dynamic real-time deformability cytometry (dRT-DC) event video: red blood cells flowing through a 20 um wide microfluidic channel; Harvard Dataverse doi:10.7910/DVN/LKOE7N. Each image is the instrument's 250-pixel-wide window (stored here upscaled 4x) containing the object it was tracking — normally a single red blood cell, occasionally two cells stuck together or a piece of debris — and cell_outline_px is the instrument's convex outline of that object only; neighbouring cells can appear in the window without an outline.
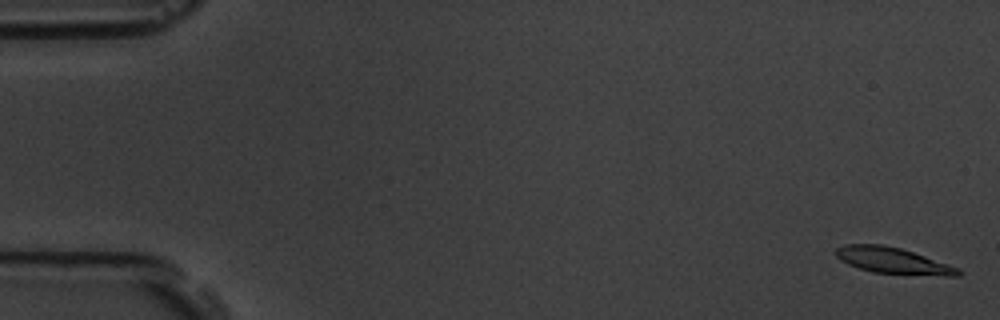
{"species": "common noctule bat (a hibernating species)", "species_latin": "Nyctalus noctula", "temperature_condition": "room temperature", "stored_images_in_passage": 58, "camera_frame_rate_fps": 3000, "um_per_image_px": 0.085, "animal": {"sex": "male", "body_mass_g": 19.5, "forearm_length_mm": 54.6}, "frame": {"image": 1, "passage_image": 2, "time_ms": 0.333, "image_size_px": [1000, 320], "cell_outline_px": [[964, 272], [960, 276], [944, 276], [872, 272], [848, 264], [840, 260], [836, 256], [836, 248], [844, 244], [880, 244], [900, 248], [960, 268]], "centroid_in_image_um": [75.92, 22.16], "position_along_channel_um": 9.1, "area_um2": 18.55}}
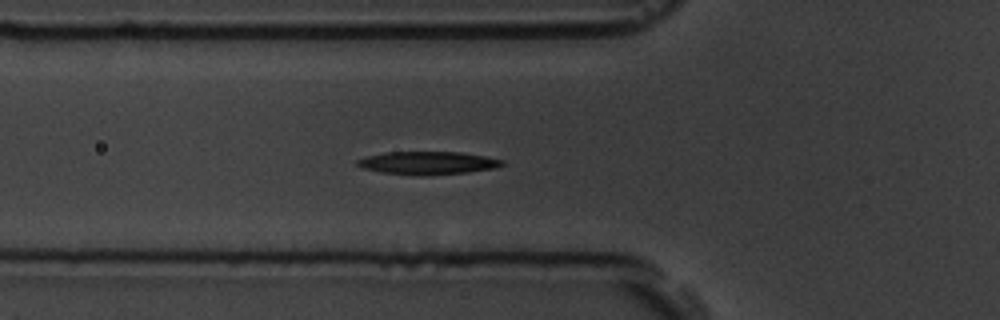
{"frame": {"image": 2, "passage_image": 21, "time_ms": 6.667, "image_size_px": [1000, 320], "cell_outline_px": [[504, 164], [492, 168], [468, 172], [428, 176], [416, 176], [380, 172], [364, 168], [356, 164], [356, 160], [368, 156], [388, 152], [460, 152], [484, 156], [504, 160]], "centroid_in_image_um": [36.35, 13.86], "position_along_channel_um": 89.5, "area_um2": 19.36}}
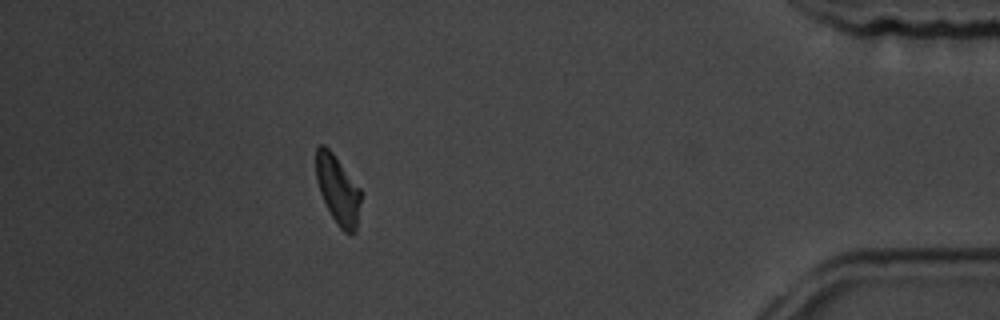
{"frame": {"image": 3, "passage_image": 52, "time_ms": 17.0, "image_size_px": [1000, 320], "cell_outline_px": [[360, 204], [356, 232], [344, 232], [336, 224], [320, 192], [316, 180], [316, 148], [320, 144], [324, 144], [332, 152], [360, 188]], "centroid_in_image_um": [28.71, 16.12], "position_along_channel_um": 406.5, "area_um2": 17.69}, "authors_computed_cell_mechanics": {"area_um2": 19.074, "velocity_mm_per_s": 3.56, "shape_relaxation_time_tau1_ms": 3.615, "shape_relaxation_time_tau2_ms": null, "deformation_change_tau1": 0.1815, "deformation_change_tau2": null}}